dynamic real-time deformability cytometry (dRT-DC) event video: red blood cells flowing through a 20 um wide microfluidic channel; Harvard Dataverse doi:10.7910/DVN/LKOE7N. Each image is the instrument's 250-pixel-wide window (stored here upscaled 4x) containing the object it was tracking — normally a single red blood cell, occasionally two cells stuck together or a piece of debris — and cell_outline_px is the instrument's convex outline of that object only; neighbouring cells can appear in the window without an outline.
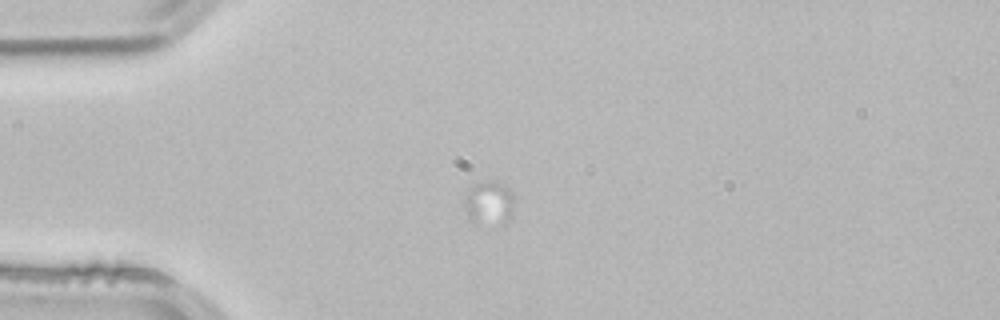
{"species": "common noctule bat (a hibernating species)", "species_latin": "Nyctalus noctula", "temperature_condition": "room temperature", "stored_images_in_passage": 6, "camera_frame_rate_fps": 3000, "um_per_image_px": 0.085, "animal": {"sex": "male", "body_mass_g": 21.5, "forearm_length_mm": 52.0}, "frame": {"image": 1, "passage_image": 5, "time_ms": 1.333, "image_size_px": [1000, 320], "cell_outline_px": [[512, 200], [508, 224], [504, 224], [468, 220], [464, 204], [464, 200], [468, 188], [476, 184], [496, 180], [508, 188], [512, 192]], "centroid_in_image_um": [41.54, 17.23], "position_along_channel_um": 43.5, "area_um2": 12.37}}